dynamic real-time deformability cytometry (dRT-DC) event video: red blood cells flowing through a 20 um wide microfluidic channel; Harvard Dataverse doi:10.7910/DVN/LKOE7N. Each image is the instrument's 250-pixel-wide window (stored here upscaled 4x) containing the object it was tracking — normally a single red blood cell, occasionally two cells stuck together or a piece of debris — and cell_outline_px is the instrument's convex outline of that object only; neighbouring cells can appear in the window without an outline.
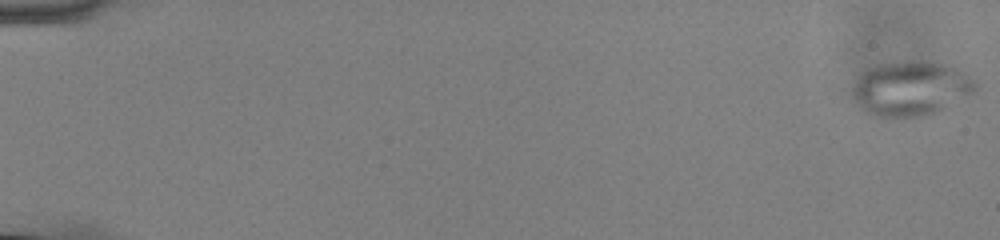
{"species": "common noctule bat (a hibernating species)", "species_latin": "Nyctalus noctula", "temperature_condition": "cold", "stored_images_in_passage": 56, "camera_frame_rate_fps": 3000, "um_per_image_px": 0.085, "animal": {"sex": "male", "body_mass_g": 13.0, "forearm_length_mm": 53.1}, "frame": {"image": 1, "passage_image": 1, "time_ms": 0.0, "image_size_px": [1000, 240], "cell_outline_px": [[976, 92], [928, 116], [880, 116], [868, 112], [860, 108], [852, 92], [852, 88], [860, 76], [864, 72], [880, 64], [908, 60], [940, 64], [956, 68], [964, 72], [976, 80]], "centroid_in_image_um": [77.46, 7.52], "position_along_channel_um": 7.5, "area_um2": 38.44}}
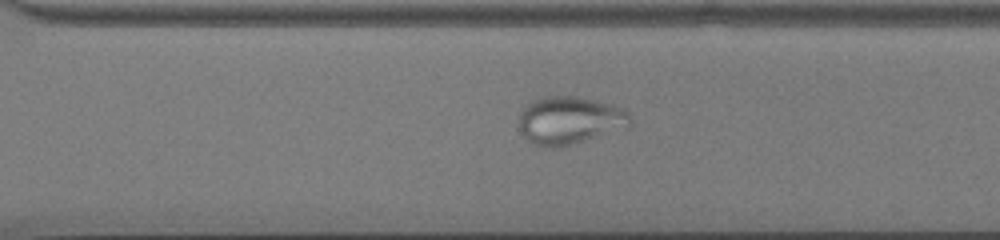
{"frame": {"image": 2, "passage_image": 41, "time_ms": 13.333, "image_size_px": [1000, 240], "cell_outline_px": [[632, 124], [628, 128], [584, 140], [568, 144], [544, 148], [532, 144], [524, 136], [520, 128], [520, 112], [524, 104], [532, 100], [544, 96], [576, 96], [624, 108], [628, 112]], "centroid_in_image_um": [48.41, 10.21], "position_along_channel_um": 322.2, "area_um2": 30.87}}
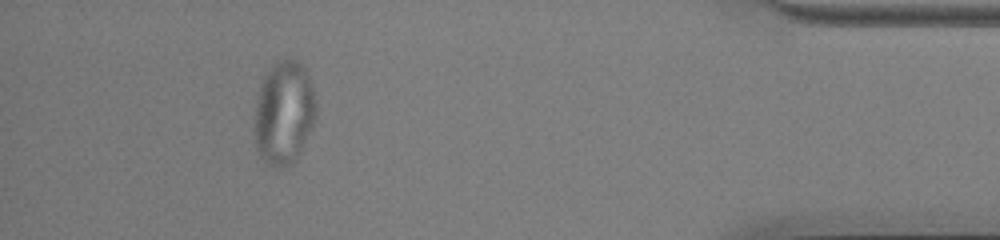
{"frame": {"image": 3, "passage_image": 52, "time_ms": 17.0, "image_size_px": [1000, 240], "cell_outline_px": [[316, 120], [296, 160], [292, 164], [284, 168], [276, 168], [268, 164], [260, 156], [256, 148], [252, 132], [256, 96], [264, 72], [276, 60], [284, 56], [288, 56], [300, 60], [308, 76], [312, 88], [316, 104]], "centroid_in_image_um": [24.1, 9.55], "position_along_channel_um": 411.1, "area_um2": 38.55}}